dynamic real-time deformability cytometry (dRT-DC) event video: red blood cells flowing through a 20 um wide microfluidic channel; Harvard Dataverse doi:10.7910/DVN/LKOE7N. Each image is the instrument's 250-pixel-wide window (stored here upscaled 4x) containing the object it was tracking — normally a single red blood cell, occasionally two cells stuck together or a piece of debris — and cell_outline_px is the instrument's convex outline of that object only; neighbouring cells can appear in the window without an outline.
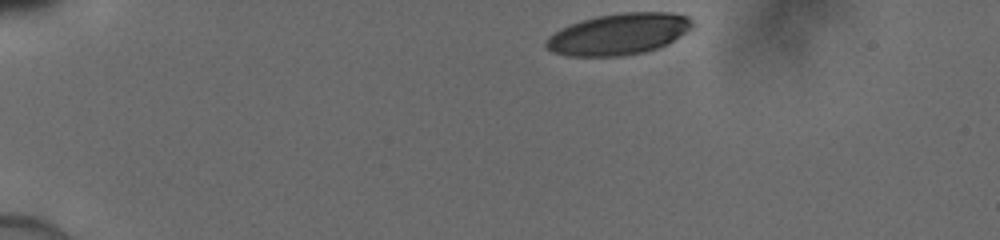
{"species": "human", "species_latin": "Homo sapiens", "temperature_condition": "cold", "stored_images_in_passage": 34, "camera_frame_rate_fps": 3000, "um_per_image_px": 0.085, "donor": {"sex": "male"}, "frame": {"image": 1, "passage_image": 1, "time_ms": 0.0, "image_size_px": [1000, 240], "cell_outline_px": [[692, 28], [668, 44], [644, 52], [620, 56], [568, 56], [552, 52], [544, 44], [544, 40], [548, 36], [560, 28], [596, 16], [624, 12], [668, 12], [688, 16], [692, 20]], "centroid_in_image_um": [52.57, 2.9], "position_along_channel_um": 32.4, "area_um2": 35.2}}
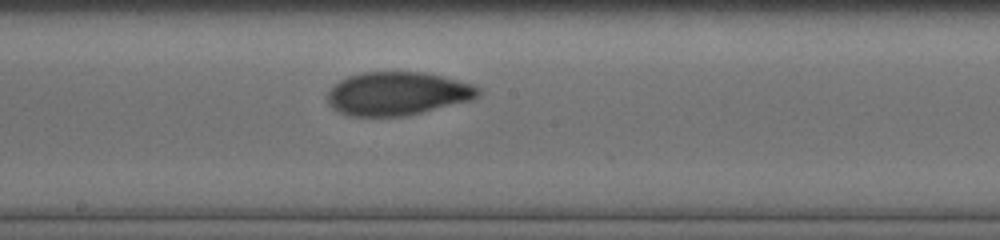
{"frame": {"image": 2, "passage_image": 20, "time_ms": 6.333, "image_size_px": [1000, 240], "cell_outline_px": [[480, 96], [472, 100], [404, 116], [348, 116], [332, 108], [328, 104], [328, 92], [340, 80], [348, 76], [364, 72], [424, 72], [472, 84], [480, 88]], "centroid_in_image_um": [33.78, 7.96], "position_along_channel_um": 214.4, "area_um2": 37.92}}
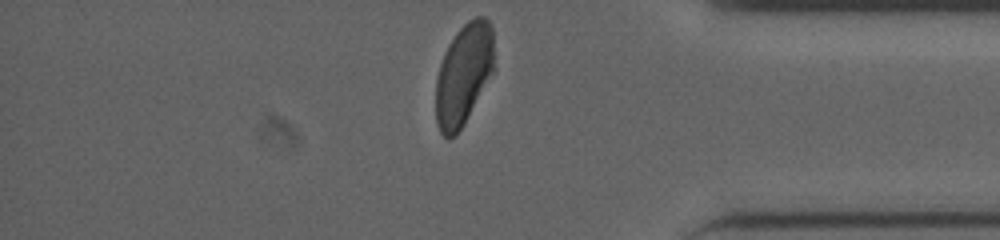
{"frame": {"image": 3, "passage_image": 34, "time_ms": 11.0, "image_size_px": [1000, 240], "cell_outline_px": [[492, 72], [464, 124], [456, 136], [448, 140], [440, 132], [436, 124], [436, 80], [440, 64], [444, 52], [448, 44], [456, 32], [468, 20], [476, 16], [484, 16], [488, 20], [492, 28]], "centroid_in_image_um": [39.36, 6.35], "position_along_channel_um": 395.8, "area_um2": 34.1}}